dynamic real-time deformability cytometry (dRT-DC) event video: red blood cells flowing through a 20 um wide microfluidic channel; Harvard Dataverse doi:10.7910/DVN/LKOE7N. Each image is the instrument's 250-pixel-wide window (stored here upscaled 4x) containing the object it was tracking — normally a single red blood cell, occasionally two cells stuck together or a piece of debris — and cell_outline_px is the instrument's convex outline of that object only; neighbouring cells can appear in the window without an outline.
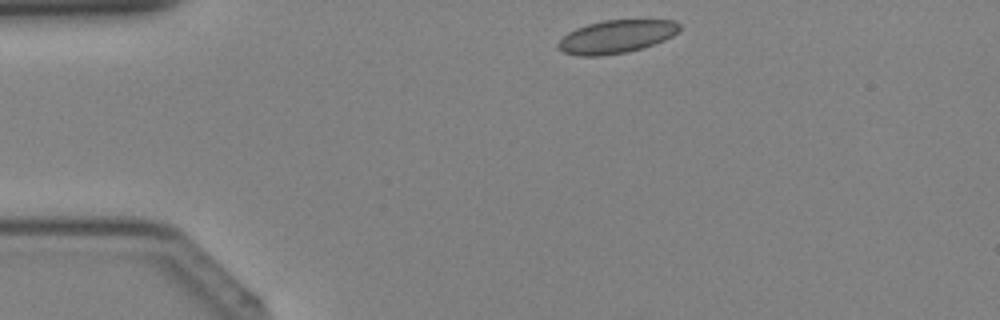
{"species": "Egyptian fruit bat (a non-hibernating species)", "species_latin": "Rousettus aegyptiacus", "temperature_condition": "cold", "stored_images_in_passage": 33, "camera_frame_rate_fps": 3000, "um_per_image_px": 0.085, "animal": {"sex": "female"}, "frame": {"image": 1, "passage_image": 1, "time_ms": 0.0, "image_size_px": [1000, 320], "cell_outline_px": [[680, 28], [672, 36], [664, 40], [628, 52], [600, 56], [580, 56], [564, 52], [556, 48], [556, 44], [568, 32], [576, 28], [588, 24], [604, 20], [676, 20], [680, 24]], "centroid_in_image_um": [52.36, 3.11], "position_along_channel_um": 32.6, "area_um2": 23.29}}
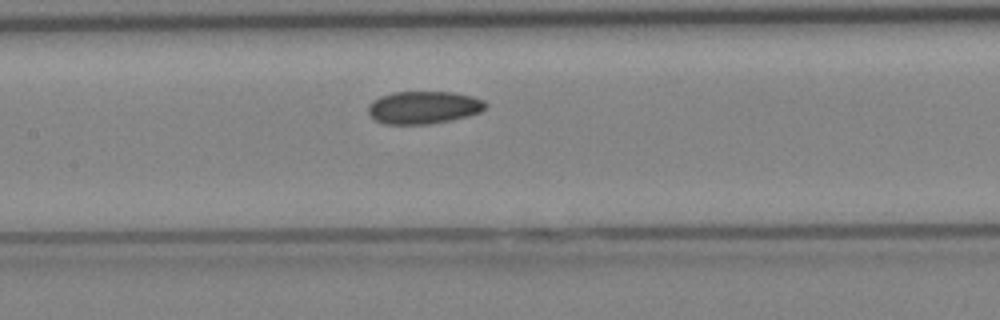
{"frame": {"image": 2, "passage_image": 12, "time_ms": 3.667, "image_size_px": [1000, 320], "cell_outline_px": [[488, 104], [480, 112], [468, 116], [428, 124], [384, 124], [368, 116], [368, 104], [372, 100], [380, 96], [392, 92], [452, 92], [472, 96], [484, 100]], "centroid_in_image_um": [35.97, 9.13], "position_along_channel_um": 171.4, "area_um2": 22.43}}
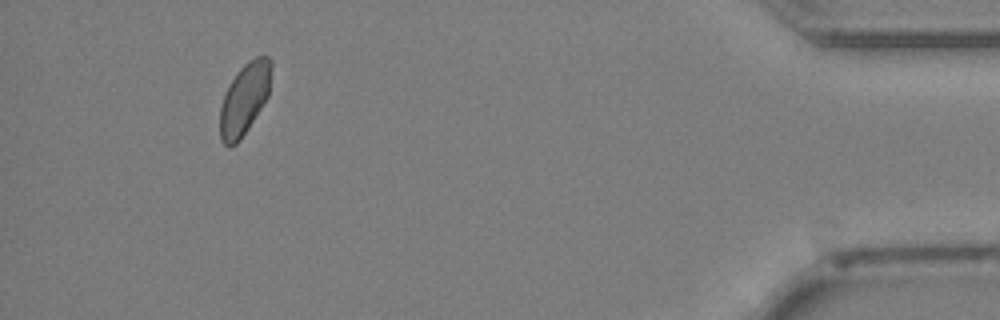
{"frame": {"image": 3, "passage_image": 30, "time_ms": 9.667, "image_size_px": [1000, 320], "cell_outline_px": [[272, 68], [268, 96], [248, 128], [240, 140], [236, 144], [228, 148], [220, 140], [220, 108], [224, 92], [236, 72], [248, 60], [256, 56], [268, 56], [272, 60]], "centroid_in_image_um": [20.77, 8.39], "position_along_channel_um": 414.4, "area_um2": 21.56}}